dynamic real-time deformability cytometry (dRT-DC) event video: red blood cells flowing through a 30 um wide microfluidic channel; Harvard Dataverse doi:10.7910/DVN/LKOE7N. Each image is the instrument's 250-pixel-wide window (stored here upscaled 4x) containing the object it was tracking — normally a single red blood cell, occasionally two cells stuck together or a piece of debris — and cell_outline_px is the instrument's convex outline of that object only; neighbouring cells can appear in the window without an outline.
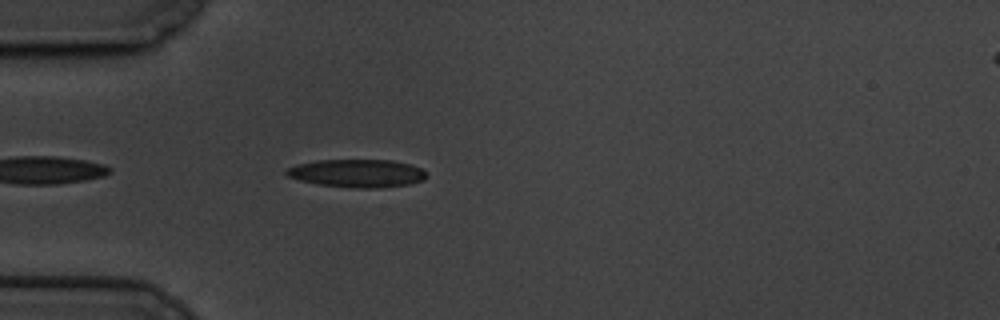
{"species": "common noctule bat (a hibernating species)", "species_latin": "Nyctalus noctula", "temperature_condition": "cold", "stored_images_in_passage": 19, "camera_frame_rate_fps": 3000, "um_per_image_px": 0.085, "animal": {"sex": "male", "body_mass_g": 19.5, "forearm_length_mm": 54.6}, "frame": {"image": 1, "passage_image": 3, "time_ms": 0.667, "image_size_px": [1000, 320], "cell_outline_px": [[428, 176], [424, 180], [408, 184], [380, 188], [352, 188], [320, 184], [300, 180], [288, 176], [284, 172], [288, 168], [296, 164], [316, 160], [392, 160], [408, 164], [420, 168]], "centroid_in_image_um": [30.35, 14.73], "position_along_channel_um": 54.6, "area_um2": 22.77}}
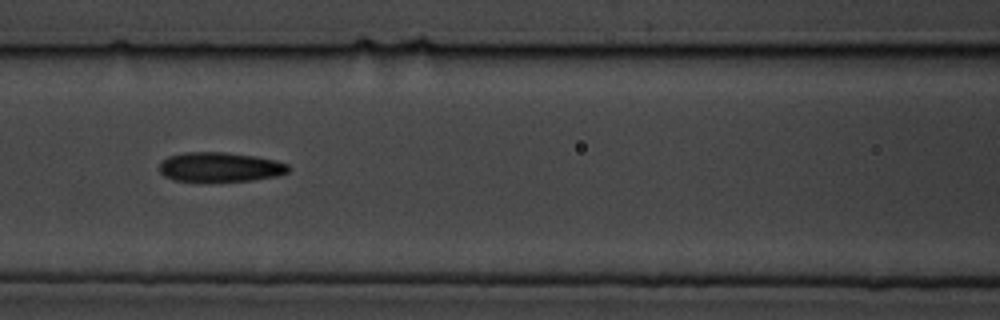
{"frame": {"image": 2, "passage_image": 12, "time_ms": 3.667, "image_size_px": [1000, 320], "cell_outline_px": [[288, 172], [276, 176], [252, 180], [172, 180], [164, 176], [160, 172], [160, 164], [168, 156], [184, 152], [224, 152], [256, 156], [276, 160], [288, 164]], "centroid_in_image_um": [18.7, 14.18], "position_along_channel_um": 147.9, "area_um2": 21.85}}
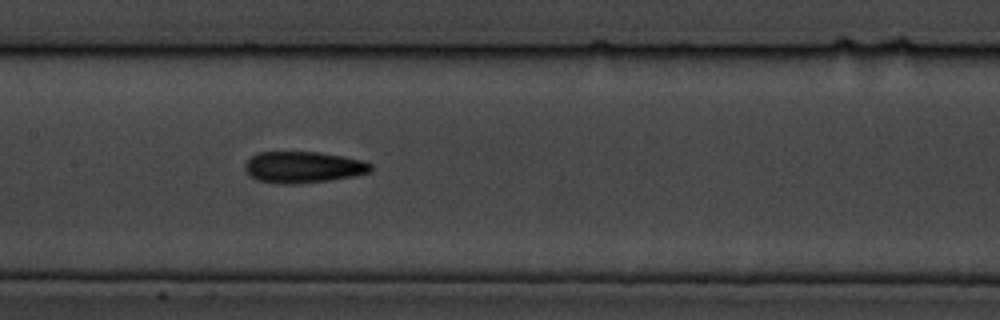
{"frame": {"image": 3, "passage_image": 15, "time_ms": 4.667, "image_size_px": [1000, 320], "cell_outline_px": [[372, 172], [352, 176], [328, 180], [280, 184], [256, 180], [248, 176], [244, 168], [244, 164], [256, 152], [320, 152], [344, 156], [364, 160], [372, 164]], "centroid_in_image_um": [25.76, 14.19], "position_along_channel_um": 181.6, "area_um2": 23.06}}